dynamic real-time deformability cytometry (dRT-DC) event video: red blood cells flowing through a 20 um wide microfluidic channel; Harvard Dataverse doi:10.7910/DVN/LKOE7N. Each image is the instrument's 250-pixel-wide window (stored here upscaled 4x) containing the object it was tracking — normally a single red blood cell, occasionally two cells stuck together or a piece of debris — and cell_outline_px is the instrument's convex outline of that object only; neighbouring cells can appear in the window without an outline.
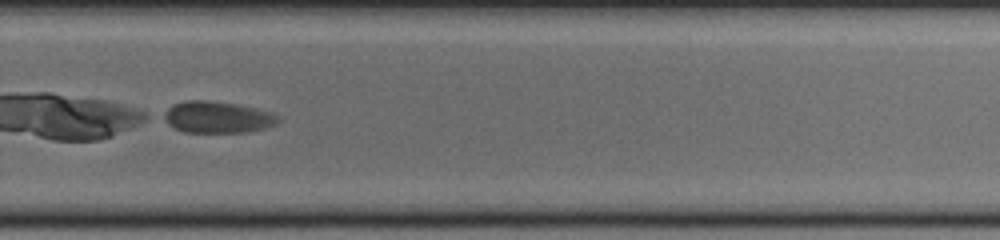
{"species": "common noctule bat (a hibernating species)", "species_latin": "Nyctalus noctula", "temperature_condition": "cold", "stored_images_in_passage": 40, "camera_frame_rate_fps": 3000, "um_per_image_px": 0.085, "animal": {"sex": "male", "body_mass_g": 20.0, "forearm_length_mm": 53.3}, "frame": {"image": 1, "passage_image": 28, "time_ms": 9.0, "image_size_px": [1000, 240], "cell_outline_px": [[280, 120], [276, 124], [264, 128], [244, 132], [184, 132], [168, 124], [160, 116], [160, 112], [172, 104], [184, 100], [204, 100], [236, 104], [272, 112], [280, 116]], "centroid_in_image_um": [18.41, 9.95], "position_along_channel_um": 311.4, "area_um2": 21.27}}